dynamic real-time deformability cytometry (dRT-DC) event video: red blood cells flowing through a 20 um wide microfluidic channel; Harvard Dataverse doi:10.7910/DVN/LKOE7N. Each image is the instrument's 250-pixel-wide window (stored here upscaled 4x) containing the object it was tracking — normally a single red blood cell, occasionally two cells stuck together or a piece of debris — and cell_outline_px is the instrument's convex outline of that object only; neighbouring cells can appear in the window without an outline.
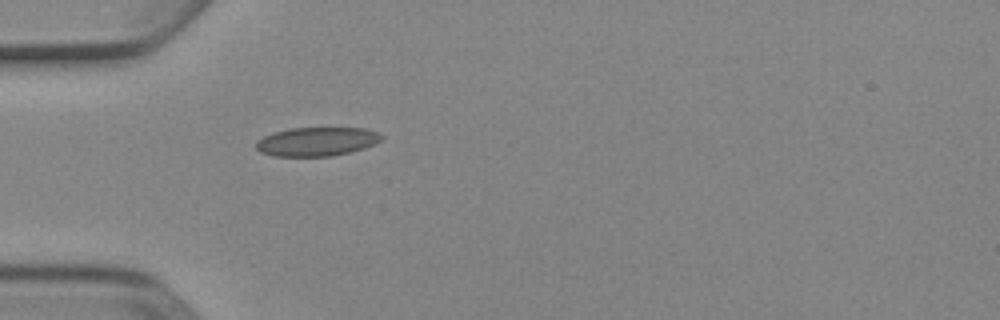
{"species": "Egyptian fruit bat (a non-hibernating species)", "species_latin": "Rousettus aegyptiacus", "temperature_condition": "cold", "stored_images_in_passage": 4, "camera_frame_rate_fps": 3000, "um_per_image_px": 0.085, "animal": {"sex": "female"}, "frame": {"image": 1, "passage_image": 4, "time_ms": 1.0, "image_size_px": [1000, 320], "cell_outline_px": [[384, 136], [380, 140], [364, 148], [348, 152], [328, 156], [276, 156], [260, 152], [256, 148], [256, 140], [272, 132], [292, 128], [364, 128], [380, 132]], "centroid_in_image_um": [26.91, 12.02], "position_along_channel_um": 58.1, "area_um2": 20.98}}